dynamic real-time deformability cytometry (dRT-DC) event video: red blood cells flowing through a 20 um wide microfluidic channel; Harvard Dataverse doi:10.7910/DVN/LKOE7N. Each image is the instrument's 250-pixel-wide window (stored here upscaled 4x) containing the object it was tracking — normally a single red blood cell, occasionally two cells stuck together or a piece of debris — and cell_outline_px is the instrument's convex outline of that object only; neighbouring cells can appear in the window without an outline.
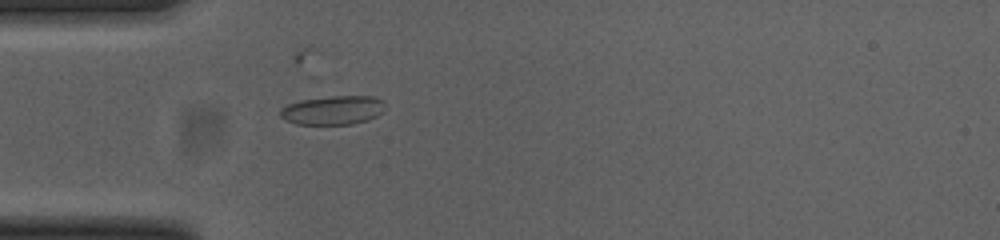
{"species": "common noctule bat (a hibernating species)", "species_latin": "Nyctalus noctula", "temperature_condition": "cold", "stored_images_in_passage": 42, "camera_frame_rate_fps": 3000, "um_per_image_px": 0.085, "animal": {"sex": "female", "body_mass_g": 23.0, "forearm_length_mm": 53.4}, "frame": {"image": 1, "passage_image": 4, "time_ms": 1.0, "image_size_px": [1000, 240], "cell_outline_px": [[388, 104], [384, 112], [368, 120], [352, 124], [296, 124], [284, 120], [280, 116], [280, 108], [288, 104], [312, 96], [376, 96], [384, 100]], "centroid_in_image_um": [28.33, 9.34], "position_along_channel_um": 56.7, "area_um2": 18.32}}
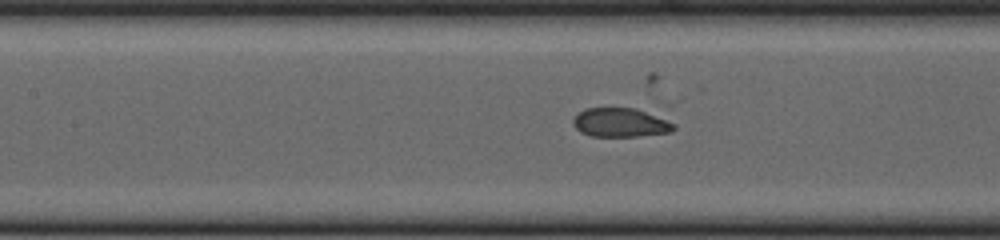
{"frame": {"image": 2, "passage_image": 12, "time_ms": 3.667, "image_size_px": [1000, 240], "cell_outline_px": [[676, 128], [672, 132], [636, 136], [592, 136], [580, 132], [572, 124], [572, 120], [584, 108], [636, 108], [664, 116], [676, 124]], "centroid_in_image_um": [52.81, 10.41], "position_along_channel_um": 154.6, "area_um2": 17.34}}
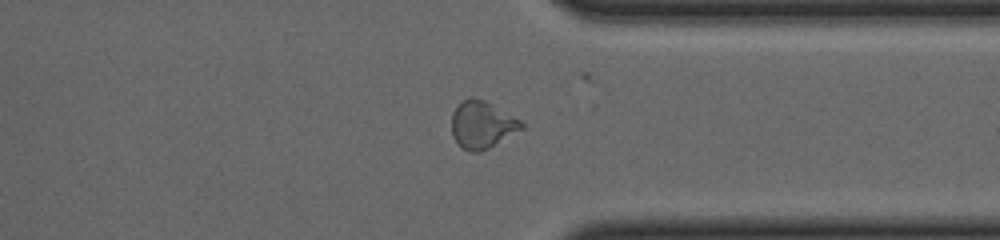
{"frame": {"image": 3, "passage_image": 29, "time_ms": 9.333, "image_size_px": [1000, 240], "cell_outline_px": [[524, 128], [488, 148], [480, 152], [472, 152], [464, 148], [452, 136], [452, 112], [460, 100], [484, 100], [520, 120], [524, 124]], "centroid_in_image_um": [40.97, 10.62], "position_along_channel_um": 370.4, "area_um2": 18.73}}